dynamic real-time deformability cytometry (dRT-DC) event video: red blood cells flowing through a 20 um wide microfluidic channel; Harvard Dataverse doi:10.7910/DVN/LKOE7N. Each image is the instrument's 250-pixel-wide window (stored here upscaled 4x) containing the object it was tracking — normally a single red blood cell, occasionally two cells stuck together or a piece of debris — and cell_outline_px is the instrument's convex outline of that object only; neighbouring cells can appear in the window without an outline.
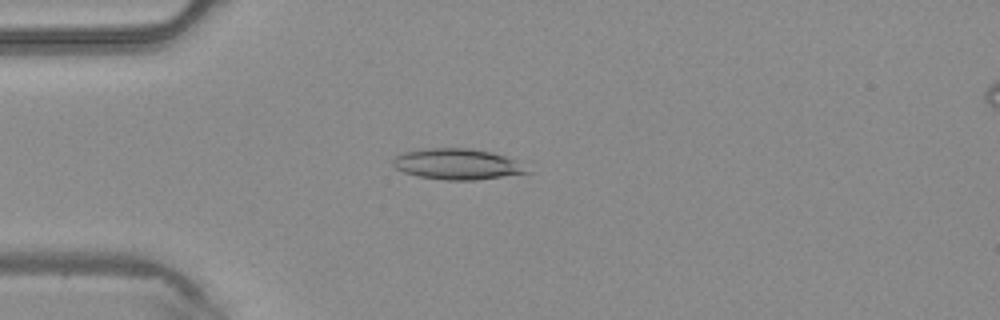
{"species": "common noctule bat (a hibernating species)", "species_latin": "Nyctalus noctula", "temperature_condition": "warm", "stored_images_in_passage": 4, "camera_frame_rate_fps": 3000, "um_per_image_px": 0.085, "animal": {"sex": "male", "body_mass_g": 20.4}, "frame": {"image": 1, "passage_image": 3, "time_ms": 0.667, "image_size_px": [1000, 320], "cell_outline_px": [[532, 172], [476, 180], [444, 180], [420, 176], [404, 172], [396, 168], [392, 164], [392, 160], [396, 156], [404, 152], [428, 148], [468, 148], [492, 152], [504, 156], [512, 160]], "centroid_in_image_um": [38.82, 13.95], "position_along_channel_um": 46.2, "area_um2": 23.7}}